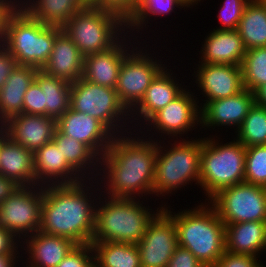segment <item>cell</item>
<instances>
[{"mask_svg": "<svg viewBox=\"0 0 266 267\" xmlns=\"http://www.w3.org/2000/svg\"><path fill=\"white\" fill-rule=\"evenodd\" d=\"M66 157L68 164L83 178L97 179L100 171V158L85 144L57 129L53 140ZM92 176V177H91Z\"/></svg>", "mask_w": 266, "mask_h": 267, "instance_id": "29", "label": "cell"}, {"mask_svg": "<svg viewBox=\"0 0 266 267\" xmlns=\"http://www.w3.org/2000/svg\"><path fill=\"white\" fill-rule=\"evenodd\" d=\"M35 81L44 92V116L57 120L70 108L71 84L38 70Z\"/></svg>", "mask_w": 266, "mask_h": 267, "instance_id": "32", "label": "cell"}, {"mask_svg": "<svg viewBox=\"0 0 266 267\" xmlns=\"http://www.w3.org/2000/svg\"><path fill=\"white\" fill-rule=\"evenodd\" d=\"M166 267H205L187 248L177 246Z\"/></svg>", "mask_w": 266, "mask_h": 267, "instance_id": "42", "label": "cell"}, {"mask_svg": "<svg viewBox=\"0 0 266 267\" xmlns=\"http://www.w3.org/2000/svg\"><path fill=\"white\" fill-rule=\"evenodd\" d=\"M62 29L84 57L108 50L127 33L120 15L90 4L78 10Z\"/></svg>", "mask_w": 266, "mask_h": 267, "instance_id": "8", "label": "cell"}, {"mask_svg": "<svg viewBox=\"0 0 266 267\" xmlns=\"http://www.w3.org/2000/svg\"><path fill=\"white\" fill-rule=\"evenodd\" d=\"M76 245L68 238L37 231L21 241L22 260L25 258L21 265H24L22 267H57Z\"/></svg>", "mask_w": 266, "mask_h": 267, "instance_id": "20", "label": "cell"}, {"mask_svg": "<svg viewBox=\"0 0 266 267\" xmlns=\"http://www.w3.org/2000/svg\"><path fill=\"white\" fill-rule=\"evenodd\" d=\"M37 185L75 184L84 180L67 162L57 145L50 141L33 153Z\"/></svg>", "mask_w": 266, "mask_h": 267, "instance_id": "22", "label": "cell"}, {"mask_svg": "<svg viewBox=\"0 0 266 267\" xmlns=\"http://www.w3.org/2000/svg\"><path fill=\"white\" fill-rule=\"evenodd\" d=\"M200 137L189 139L187 136L185 137L187 140L171 139L158 142L153 183V195L156 200L157 197L165 200L166 196L170 197V194L173 195L182 187L185 190L187 184L192 186L193 182L195 186H199L202 150V137Z\"/></svg>", "mask_w": 266, "mask_h": 267, "instance_id": "5", "label": "cell"}, {"mask_svg": "<svg viewBox=\"0 0 266 267\" xmlns=\"http://www.w3.org/2000/svg\"><path fill=\"white\" fill-rule=\"evenodd\" d=\"M23 113L44 115V92L35 80L25 93Z\"/></svg>", "mask_w": 266, "mask_h": 267, "instance_id": "40", "label": "cell"}, {"mask_svg": "<svg viewBox=\"0 0 266 267\" xmlns=\"http://www.w3.org/2000/svg\"><path fill=\"white\" fill-rule=\"evenodd\" d=\"M225 250L261 258L262 253L265 255L266 251V221L225 225Z\"/></svg>", "mask_w": 266, "mask_h": 267, "instance_id": "26", "label": "cell"}, {"mask_svg": "<svg viewBox=\"0 0 266 267\" xmlns=\"http://www.w3.org/2000/svg\"><path fill=\"white\" fill-rule=\"evenodd\" d=\"M254 104V93L246 88L233 96L209 101L201 108V129L214 131L216 126H232L237 131Z\"/></svg>", "mask_w": 266, "mask_h": 267, "instance_id": "19", "label": "cell"}, {"mask_svg": "<svg viewBox=\"0 0 266 267\" xmlns=\"http://www.w3.org/2000/svg\"><path fill=\"white\" fill-rule=\"evenodd\" d=\"M4 125L6 136L33 153L52 141L57 129L54 118L24 113L11 117Z\"/></svg>", "mask_w": 266, "mask_h": 267, "instance_id": "21", "label": "cell"}, {"mask_svg": "<svg viewBox=\"0 0 266 267\" xmlns=\"http://www.w3.org/2000/svg\"><path fill=\"white\" fill-rule=\"evenodd\" d=\"M193 68L196 88L206 97L199 103L203 107L207 102L233 96L245 89L241 66L222 64H195ZM196 70V71H195ZM203 103V104H202Z\"/></svg>", "mask_w": 266, "mask_h": 267, "instance_id": "15", "label": "cell"}, {"mask_svg": "<svg viewBox=\"0 0 266 267\" xmlns=\"http://www.w3.org/2000/svg\"><path fill=\"white\" fill-rule=\"evenodd\" d=\"M215 136L202 138L199 188L207 197L204 201L223 188L245 182V147L234 137L222 143Z\"/></svg>", "mask_w": 266, "mask_h": 267, "instance_id": "7", "label": "cell"}, {"mask_svg": "<svg viewBox=\"0 0 266 267\" xmlns=\"http://www.w3.org/2000/svg\"><path fill=\"white\" fill-rule=\"evenodd\" d=\"M167 67L170 68V66H166L156 76L146 90L144 98L130 112L133 131H139L155 113L166 107L188 87L187 85L184 86L182 81L179 83V79L176 78L175 73L173 74L174 71L167 69Z\"/></svg>", "mask_w": 266, "mask_h": 267, "instance_id": "17", "label": "cell"}, {"mask_svg": "<svg viewBox=\"0 0 266 267\" xmlns=\"http://www.w3.org/2000/svg\"><path fill=\"white\" fill-rule=\"evenodd\" d=\"M70 108L98 119L115 136L133 131L130 126V112L121 103L113 88L89 82L81 77L71 83Z\"/></svg>", "mask_w": 266, "mask_h": 267, "instance_id": "9", "label": "cell"}, {"mask_svg": "<svg viewBox=\"0 0 266 267\" xmlns=\"http://www.w3.org/2000/svg\"><path fill=\"white\" fill-rule=\"evenodd\" d=\"M251 0H224L218 13V21L221 26L217 30H236L243 14L245 6Z\"/></svg>", "mask_w": 266, "mask_h": 267, "instance_id": "37", "label": "cell"}, {"mask_svg": "<svg viewBox=\"0 0 266 267\" xmlns=\"http://www.w3.org/2000/svg\"><path fill=\"white\" fill-rule=\"evenodd\" d=\"M101 191L97 179L43 186L39 231L68 238L77 245L91 244L95 206Z\"/></svg>", "mask_w": 266, "mask_h": 267, "instance_id": "2", "label": "cell"}, {"mask_svg": "<svg viewBox=\"0 0 266 267\" xmlns=\"http://www.w3.org/2000/svg\"><path fill=\"white\" fill-rule=\"evenodd\" d=\"M5 134V125L3 122H0V139L3 137Z\"/></svg>", "mask_w": 266, "mask_h": 267, "instance_id": "50", "label": "cell"}, {"mask_svg": "<svg viewBox=\"0 0 266 267\" xmlns=\"http://www.w3.org/2000/svg\"><path fill=\"white\" fill-rule=\"evenodd\" d=\"M37 71L35 67L17 65L10 74L0 89V122L5 123L23 113L24 96L35 80Z\"/></svg>", "mask_w": 266, "mask_h": 267, "instance_id": "27", "label": "cell"}, {"mask_svg": "<svg viewBox=\"0 0 266 267\" xmlns=\"http://www.w3.org/2000/svg\"><path fill=\"white\" fill-rule=\"evenodd\" d=\"M95 267H141L136 244L91 242Z\"/></svg>", "mask_w": 266, "mask_h": 267, "instance_id": "33", "label": "cell"}, {"mask_svg": "<svg viewBox=\"0 0 266 267\" xmlns=\"http://www.w3.org/2000/svg\"><path fill=\"white\" fill-rule=\"evenodd\" d=\"M244 87L254 93L266 84V47L246 50L241 63Z\"/></svg>", "mask_w": 266, "mask_h": 267, "instance_id": "35", "label": "cell"}, {"mask_svg": "<svg viewBox=\"0 0 266 267\" xmlns=\"http://www.w3.org/2000/svg\"><path fill=\"white\" fill-rule=\"evenodd\" d=\"M144 199L143 197L140 201V198H113L101 193L95 206L92 242L138 244L150 222L164 207L162 203L155 212L151 206L144 203L148 202Z\"/></svg>", "mask_w": 266, "mask_h": 267, "instance_id": "3", "label": "cell"}, {"mask_svg": "<svg viewBox=\"0 0 266 267\" xmlns=\"http://www.w3.org/2000/svg\"><path fill=\"white\" fill-rule=\"evenodd\" d=\"M208 202L225 225L266 221V187L247 182L223 188Z\"/></svg>", "mask_w": 266, "mask_h": 267, "instance_id": "12", "label": "cell"}, {"mask_svg": "<svg viewBox=\"0 0 266 267\" xmlns=\"http://www.w3.org/2000/svg\"><path fill=\"white\" fill-rule=\"evenodd\" d=\"M204 39L198 63L241 66L246 49L237 30L213 29Z\"/></svg>", "mask_w": 266, "mask_h": 267, "instance_id": "23", "label": "cell"}, {"mask_svg": "<svg viewBox=\"0 0 266 267\" xmlns=\"http://www.w3.org/2000/svg\"><path fill=\"white\" fill-rule=\"evenodd\" d=\"M90 5L110 10L120 15L125 21L134 12L137 1L136 0H94Z\"/></svg>", "mask_w": 266, "mask_h": 267, "instance_id": "41", "label": "cell"}, {"mask_svg": "<svg viewBox=\"0 0 266 267\" xmlns=\"http://www.w3.org/2000/svg\"><path fill=\"white\" fill-rule=\"evenodd\" d=\"M261 261L262 259L252 255L235 254L225 250L213 267H266Z\"/></svg>", "mask_w": 266, "mask_h": 267, "instance_id": "39", "label": "cell"}, {"mask_svg": "<svg viewBox=\"0 0 266 267\" xmlns=\"http://www.w3.org/2000/svg\"><path fill=\"white\" fill-rule=\"evenodd\" d=\"M255 104L266 108V84L254 92Z\"/></svg>", "mask_w": 266, "mask_h": 267, "instance_id": "48", "label": "cell"}, {"mask_svg": "<svg viewBox=\"0 0 266 267\" xmlns=\"http://www.w3.org/2000/svg\"><path fill=\"white\" fill-rule=\"evenodd\" d=\"M88 4H91L94 0H85Z\"/></svg>", "mask_w": 266, "mask_h": 267, "instance_id": "51", "label": "cell"}, {"mask_svg": "<svg viewBox=\"0 0 266 267\" xmlns=\"http://www.w3.org/2000/svg\"><path fill=\"white\" fill-rule=\"evenodd\" d=\"M17 248H21V241L0 226V254L13 253Z\"/></svg>", "mask_w": 266, "mask_h": 267, "instance_id": "45", "label": "cell"}, {"mask_svg": "<svg viewBox=\"0 0 266 267\" xmlns=\"http://www.w3.org/2000/svg\"><path fill=\"white\" fill-rule=\"evenodd\" d=\"M43 186H20L0 204V226L22 241L40 230Z\"/></svg>", "mask_w": 266, "mask_h": 267, "instance_id": "13", "label": "cell"}, {"mask_svg": "<svg viewBox=\"0 0 266 267\" xmlns=\"http://www.w3.org/2000/svg\"><path fill=\"white\" fill-rule=\"evenodd\" d=\"M195 93L186 87L176 99L155 113L144 124L145 127L143 126L139 129V133L145 137L149 136V139L160 141L163 138L166 140L167 136L169 139H184L185 134L187 136L188 132L191 131L192 133L197 127L201 129V107L198 104L201 101H199V97H196L200 95H195ZM155 135L156 138L160 136L159 140L154 138Z\"/></svg>", "mask_w": 266, "mask_h": 267, "instance_id": "11", "label": "cell"}, {"mask_svg": "<svg viewBox=\"0 0 266 267\" xmlns=\"http://www.w3.org/2000/svg\"><path fill=\"white\" fill-rule=\"evenodd\" d=\"M175 7L181 10L182 8H187V6L180 0H138L134 12L126 20V32H129L136 39H138L140 35L141 37H139V40H141L143 38L142 33L149 27V25H147L148 23L151 27L152 23H150V21L152 18L159 17L161 19V17H165L168 14V16H170L173 12L177 13L174 11L176 10ZM136 34L139 35L137 36Z\"/></svg>", "mask_w": 266, "mask_h": 267, "instance_id": "30", "label": "cell"}, {"mask_svg": "<svg viewBox=\"0 0 266 267\" xmlns=\"http://www.w3.org/2000/svg\"><path fill=\"white\" fill-rule=\"evenodd\" d=\"M0 174L19 186L37 185L33 152L13 142L5 134L0 139Z\"/></svg>", "mask_w": 266, "mask_h": 267, "instance_id": "25", "label": "cell"}, {"mask_svg": "<svg viewBox=\"0 0 266 267\" xmlns=\"http://www.w3.org/2000/svg\"><path fill=\"white\" fill-rule=\"evenodd\" d=\"M61 27L49 26L32 18L22 7L9 17L3 46L15 57L18 65L38 70L47 64L55 38Z\"/></svg>", "mask_w": 266, "mask_h": 267, "instance_id": "6", "label": "cell"}, {"mask_svg": "<svg viewBox=\"0 0 266 267\" xmlns=\"http://www.w3.org/2000/svg\"><path fill=\"white\" fill-rule=\"evenodd\" d=\"M19 6L20 0H0V46L5 42L8 19Z\"/></svg>", "mask_w": 266, "mask_h": 267, "instance_id": "43", "label": "cell"}, {"mask_svg": "<svg viewBox=\"0 0 266 267\" xmlns=\"http://www.w3.org/2000/svg\"><path fill=\"white\" fill-rule=\"evenodd\" d=\"M142 40L143 42L141 41L139 44H136L125 56L115 88L121 103L129 112L141 102L152 81L168 66L164 60H157L158 57H164L159 55L156 57V53L153 50L150 53L149 49L151 50L152 47L150 46L149 48L150 44L147 45L146 40ZM163 62L164 64H162Z\"/></svg>", "mask_w": 266, "mask_h": 267, "instance_id": "10", "label": "cell"}, {"mask_svg": "<svg viewBox=\"0 0 266 267\" xmlns=\"http://www.w3.org/2000/svg\"><path fill=\"white\" fill-rule=\"evenodd\" d=\"M56 128L64 135L87 145L99 158L104 155L115 136L98 119L71 108L56 120Z\"/></svg>", "mask_w": 266, "mask_h": 267, "instance_id": "18", "label": "cell"}, {"mask_svg": "<svg viewBox=\"0 0 266 267\" xmlns=\"http://www.w3.org/2000/svg\"><path fill=\"white\" fill-rule=\"evenodd\" d=\"M263 3H264V5L266 6V0H261Z\"/></svg>", "mask_w": 266, "mask_h": 267, "instance_id": "52", "label": "cell"}, {"mask_svg": "<svg viewBox=\"0 0 266 267\" xmlns=\"http://www.w3.org/2000/svg\"><path fill=\"white\" fill-rule=\"evenodd\" d=\"M157 148L158 141L139 131L114 136L100 158L97 180L101 193L113 198L143 199L144 196L146 200L150 195L152 200Z\"/></svg>", "mask_w": 266, "mask_h": 267, "instance_id": "1", "label": "cell"}, {"mask_svg": "<svg viewBox=\"0 0 266 267\" xmlns=\"http://www.w3.org/2000/svg\"><path fill=\"white\" fill-rule=\"evenodd\" d=\"M245 150V182L266 187V145H254Z\"/></svg>", "mask_w": 266, "mask_h": 267, "instance_id": "36", "label": "cell"}, {"mask_svg": "<svg viewBox=\"0 0 266 267\" xmlns=\"http://www.w3.org/2000/svg\"><path fill=\"white\" fill-rule=\"evenodd\" d=\"M21 249L17 248L13 253L0 254V267H17L22 261ZM19 261V262H18Z\"/></svg>", "mask_w": 266, "mask_h": 267, "instance_id": "47", "label": "cell"}, {"mask_svg": "<svg viewBox=\"0 0 266 267\" xmlns=\"http://www.w3.org/2000/svg\"><path fill=\"white\" fill-rule=\"evenodd\" d=\"M18 63L15 57L3 46H0V89L4 86L6 80L17 67Z\"/></svg>", "mask_w": 266, "mask_h": 267, "instance_id": "44", "label": "cell"}, {"mask_svg": "<svg viewBox=\"0 0 266 267\" xmlns=\"http://www.w3.org/2000/svg\"><path fill=\"white\" fill-rule=\"evenodd\" d=\"M57 267H95L92 245H76Z\"/></svg>", "mask_w": 266, "mask_h": 267, "instance_id": "38", "label": "cell"}, {"mask_svg": "<svg viewBox=\"0 0 266 267\" xmlns=\"http://www.w3.org/2000/svg\"><path fill=\"white\" fill-rule=\"evenodd\" d=\"M170 207L164 203L163 209L174 219L178 245L205 267H213L225 251V224L215 209L206 201L177 213Z\"/></svg>", "mask_w": 266, "mask_h": 267, "instance_id": "4", "label": "cell"}, {"mask_svg": "<svg viewBox=\"0 0 266 267\" xmlns=\"http://www.w3.org/2000/svg\"><path fill=\"white\" fill-rule=\"evenodd\" d=\"M182 1L186 6L187 8H193V6L195 5V8H196V5L198 6V4L202 1V0H180ZM204 1V0H203ZM192 6V7H191Z\"/></svg>", "mask_w": 266, "mask_h": 267, "instance_id": "49", "label": "cell"}, {"mask_svg": "<svg viewBox=\"0 0 266 267\" xmlns=\"http://www.w3.org/2000/svg\"><path fill=\"white\" fill-rule=\"evenodd\" d=\"M83 64L84 56L69 36L62 31L55 38L50 58L42 71L71 84L82 77Z\"/></svg>", "mask_w": 266, "mask_h": 267, "instance_id": "24", "label": "cell"}, {"mask_svg": "<svg viewBox=\"0 0 266 267\" xmlns=\"http://www.w3.org/2000/svg\"><path fill=\"white\" fill-rule=\"evenodd\" d=\"M139 42L130 33H126L108 50L87 55L84 57L82 78L89 82L115 89L125 56Z\"/></svg>", "mask_w": 266, "mask_h": 267, "instance_id": "16", "label": "cell"}, {"mask_svg": "<svg viewBox=\"0 0 266 267\" xmlns=\"http://www.w3.org/2000/svg\"><path fill=\"white\" fill-rule=\"evenodd\" d=\"M235 133L245 148L266 145V108L254 104Z\"/></svg>", "mask_w": 266, "mask_h": 267, "instance_id": "34", "label": "cell"}, {"mask_svg": "<svg viewBox=\"0 0 266 267\" xmlns=\"http://www.w3.org/2000/svg\"><path fill=\"white\" fill-rule=\"evenodd\" d=\"M236 30L246 50L266 47V6L261 0L245 6Z\"/></svg>", "mask_w": 266, "mask_h": 267, "instance_id": "31", "label": "cell"}, {"mask_svg": "<svg viewBox=\"0 0 266 267\" xmlns=\"http://www.w3.org/2000/svg\"><path fill=\"white\" fill-rule=\"evenodd\" d=\"M18 187L12 179L0 174V204L6 200Z\"/></svg>", "mask_w": 266, "mask_h": 267, "instance_id": "46", "label": "cell"}, {"mask_svg": "<svg viewBox=\"0 0 266 267\" xmlns=\"http://www.w3.org/2000/svg\"><path fill=\"white\" fill-rule=\"evenodd\" d=\"M88 5L85 0H20V7L32 18L61 28L78 10Z\"/></svg>", "mask_w": 266, "mask_h": 267, "instance_id": "28", "label": "cell"}, {"mask_svg": "<svg viewBox=\"0 0 266 267\" xmlns=\"http://www.w3.org/2000/svg\"><path fill=\"white\" fill-rule=\"evenodd\" d=\"M136 245L141 267H166L178 246L174 219L162 209Z\"/></svg>", "mask_w": 266, "mask_h": 267, "instance_id": "14", "label": "cell"}]
</instances>
